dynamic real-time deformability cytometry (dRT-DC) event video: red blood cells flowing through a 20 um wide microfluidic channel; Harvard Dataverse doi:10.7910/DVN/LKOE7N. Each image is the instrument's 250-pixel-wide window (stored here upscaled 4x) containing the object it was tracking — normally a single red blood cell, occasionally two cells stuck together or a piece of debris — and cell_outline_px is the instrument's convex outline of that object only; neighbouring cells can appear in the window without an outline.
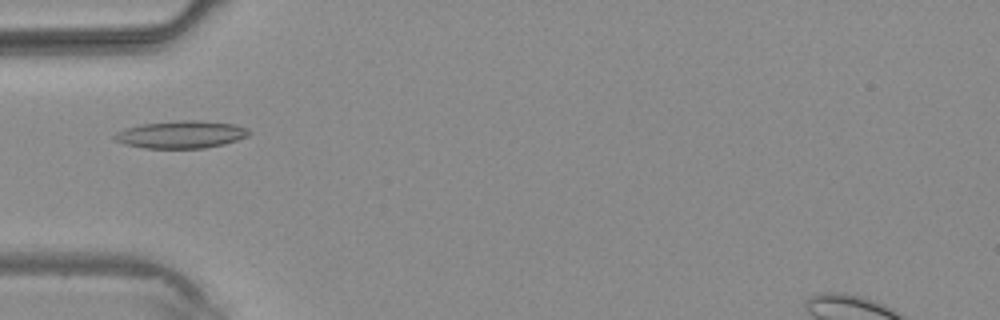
{"species": "common noctule bat (a hibernating species)", "species_latin": "Nyctalus noctula", "temperature_condition": "warm", "stored_images_in_passage": 1, "camera_frame_rate_fps": 3000, "um_per_image_px": 0.085, "animal": {"sex": "male", "body_mass_g": 20.4}, "frame": {"image": 1, "passage_image": 1, "time_ms": 0.0, "image_size_px": [1000, 320], "cell_outline_px": [[252, 132], [248, 136], [224, 144], [204, 148], [144, 148], [124, 144], [116, 140], [112, 136], [116, 132], [124, 128], [140, 124], [184, 120], [200, 120], [232, 124], [248, 128]], "centroid_in_image_um": [15.38, 11.43], "position_along_channel_um": 69.6, "area_um2": 21.56}}